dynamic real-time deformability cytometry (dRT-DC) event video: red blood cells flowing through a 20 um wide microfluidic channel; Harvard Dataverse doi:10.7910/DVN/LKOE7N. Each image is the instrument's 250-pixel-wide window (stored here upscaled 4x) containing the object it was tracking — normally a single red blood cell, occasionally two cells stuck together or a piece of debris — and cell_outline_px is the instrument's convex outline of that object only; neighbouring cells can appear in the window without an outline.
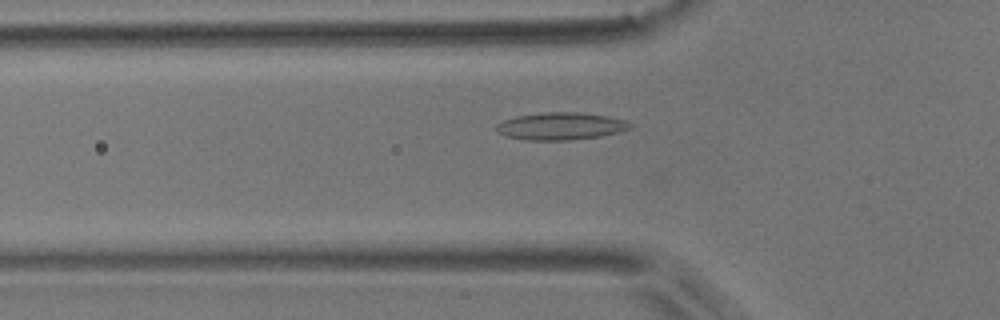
{"species": "common noctule bat (a hibernating species)", "species_latin": "Nyctalus noctula", "temperature_condition": "room temperature", "stored_images_in_passage": 44, "camera_frame_rate_fps": 3000, "um_per_image_px": 0.085, "animal": {"sex": "male", "body_mass_g": 17.9}, "frame": {"image": 1, "passage_image": 8, "time_ms": 2.333, "image_size_px": [1000, 320], "cell_outline_px": [[632, 128], [600, 136], [568, 140], [524, 140], [504, 136], [496, 132], [496, 124], [500, 120], [516, 116], [544, 112], [576, 112], [608, 116], [624, 120], [632, 124]], "centroid_in_image_um": [47.58, 10.72], "position_along_channel_um": 78.2, "area_um2": 21.44}}
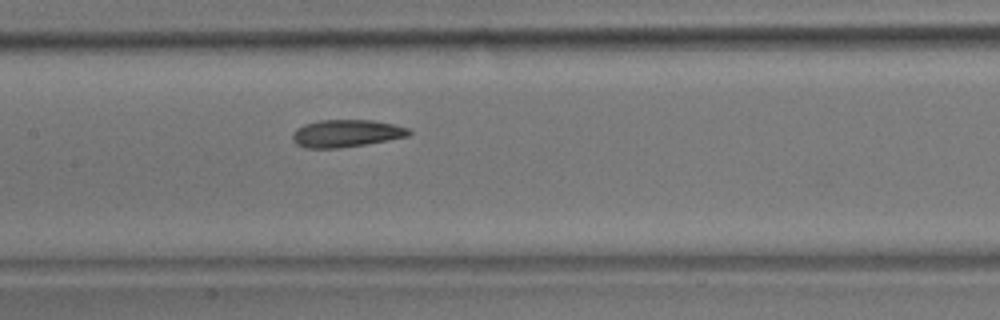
{"frame": {"image": 2, "passage_image": 16, "time_ms": 5.0, "image_size_px": [1000, 320], "cell_outline_px": [[412, 132], [408, 136], [388, 140], [340, 148], [304, 148], [296, 144], [292, 140], [292, 132], [296, 128], [304, 124], [320, 120], [372, 120], [392, 124], [408, 128]], "centroid_in_image_um": [29.38, 11.34], "position_along_channel_um": 178.0, "area_um2": 18.61}}
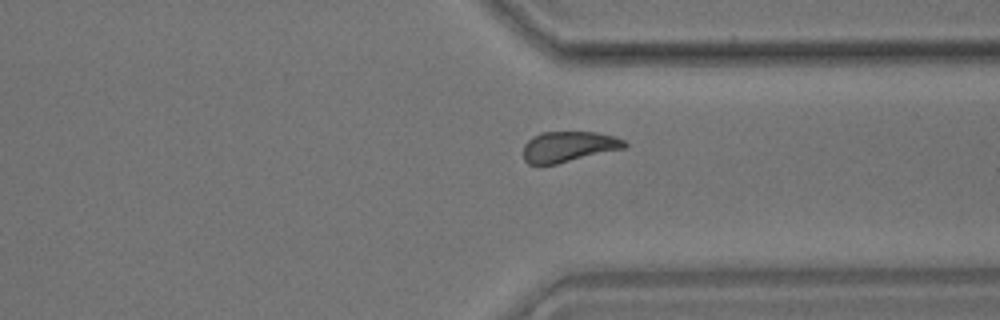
{"frame": {"image": 3, "passage_image": 31, "time_ms": 10.0, "image_size_px": [1000, 320], "cell_outline_px": [[628, 144], [624, 148], [556, 164], [528, 164], [524, 160], [524, 144], [532, 136], [540, 132], [596, 132], [616, 136], [624, 140]], "centroid_in_image_um": [48.32, 12.45], "position_along_channel_um": 363.1, "area_um2": 18.03}, "authors_computed_cell_mechanics": {"area_um2": 18.6694, "velocity_mm_per_s": 3.7109, "shape_relaxation_time_tau1_ms": 7.5441, "shape_relaxation_time_tau2_ms": 2.6223, "deformation_change_tau1": 0.164, "deformation_change_tau2": 0.0897}}